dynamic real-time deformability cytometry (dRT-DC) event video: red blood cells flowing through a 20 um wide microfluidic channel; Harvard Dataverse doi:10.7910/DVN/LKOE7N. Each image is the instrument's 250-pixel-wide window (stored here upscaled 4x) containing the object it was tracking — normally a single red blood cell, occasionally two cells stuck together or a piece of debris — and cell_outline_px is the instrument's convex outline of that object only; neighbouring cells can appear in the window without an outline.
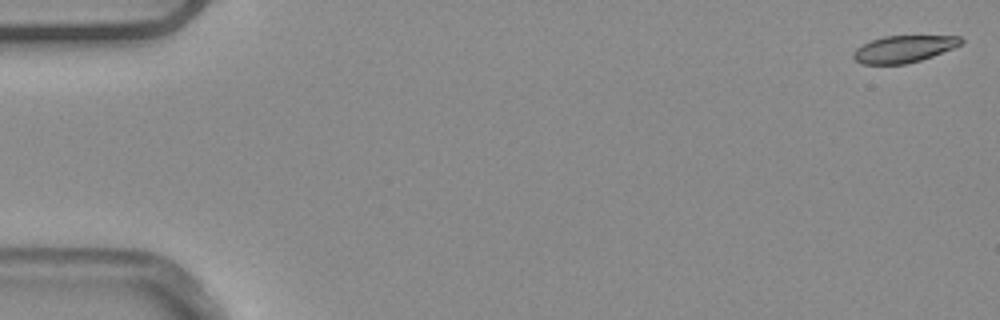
{"species": "common noctule bat (a hibernating species)", "species_latin": "Nyctalus noctula", "temperature_condition": "warm", "stored_images_in_passage": 7, "camera_frame_rate_fps": 3000, "um_per_image_px": 0.085, "animal": {"sex": "male", "body_mass_g": 20.4}, "frame": {"image": 1, "passage_image": 1, "time_ms": 0.0, "image_size_px": [1000, 320], "cell_outline_px": [[964, 44], [932, 56], [920, 60], [904, 64], [860, 64], [852, 56], [852, 52], [856, 48], [872, 40], [884, 36], [960, 36], [964, 40]], "centroid_in_image_um": [76.83, 4.16], "position_along_channel_um": 8.2, "area_um2": 16.88}}
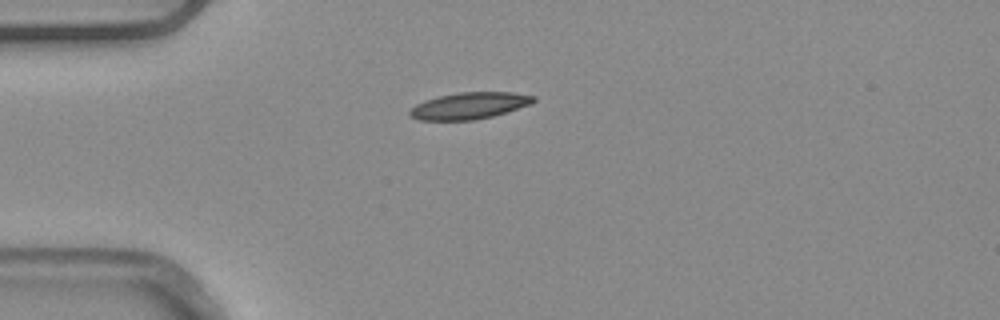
{"frame": {"image": 2, "passage_image": 4, "time_ms": 1.0, "image_size_px": [1000, 320], "cell_outline_px": [[536, 100], [532, 104], [492, 116], [476, 120], [420, 120], [412, 116], [408, 112], [416, 104], [424, 100], [440, 96], [460, 92], [512, 92], [536, 96]], "centroid_in_image_um": [39.93, 8.98], "position_along_channel_um": 45.1, "area_um2": 19.13}}